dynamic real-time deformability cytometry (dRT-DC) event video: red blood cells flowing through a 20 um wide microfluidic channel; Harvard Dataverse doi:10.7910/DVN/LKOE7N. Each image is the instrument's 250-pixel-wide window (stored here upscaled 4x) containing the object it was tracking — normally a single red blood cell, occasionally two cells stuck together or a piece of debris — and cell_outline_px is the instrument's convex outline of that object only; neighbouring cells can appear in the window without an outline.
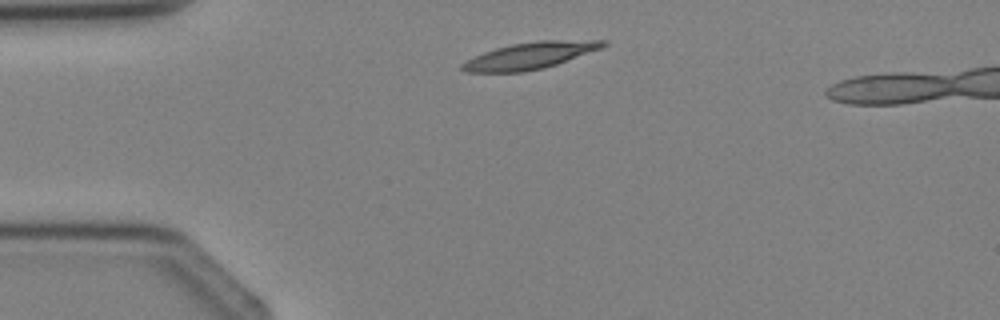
{"species": "Egyptian fruit bat (a non-hibernating species)", "species_latin": "Rousettus aegyptiacus", "temperature_condition": "cold", "stored_images_in_passage": 1, "camera_frame_rate_fps": 3000, "um_per_image_px": 0.085, "animal": {"sex": "female"}, "frame": {"image": 1, "passage_image": 1, "time_ms": 0.0, "image_size_px": [1000, 320], "cell_outline_px": [[608, 44], [600, 48], [556, 64], [544, 68], [524, 72], [468, 72], [460, 68], [460, 64], [484, 52], [496, 48], [512, 44], [536, 40], [608, 40]], "centroid_in_image_um": [45.05, 4.72], "position_along_channel_um": 40.0, "area_um2": 21.68}}